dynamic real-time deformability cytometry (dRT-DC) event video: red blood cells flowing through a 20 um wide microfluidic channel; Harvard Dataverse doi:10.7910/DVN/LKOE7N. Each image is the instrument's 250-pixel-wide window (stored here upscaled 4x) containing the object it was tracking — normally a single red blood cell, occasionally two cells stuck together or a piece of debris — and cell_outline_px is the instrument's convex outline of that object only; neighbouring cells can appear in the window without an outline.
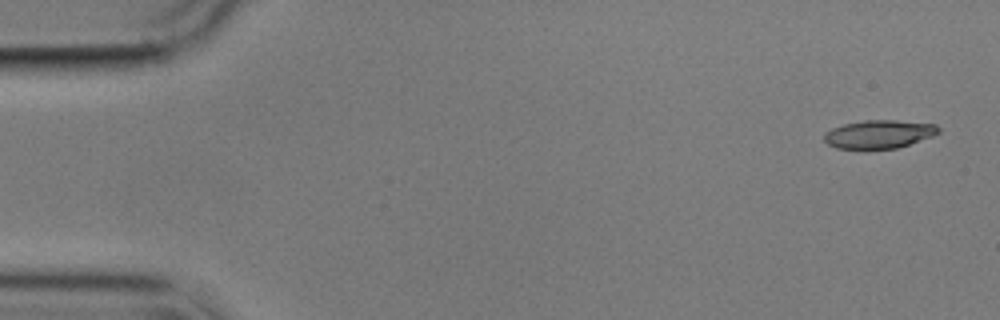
{"species": "common noctule bat (a hibernating species)", "species_latin": "Nyctalus noctula", "temperature_condition": "cold", "stored_images_in_passage": 4, "camera_frame_rate_fps": 3000, "um_per_image_px": 0.085, "animal": {"sex": "male", "body_mass_g": 17.9}, "frame": {"image": 1, "passage_image": 1, "time_ms": 0.0, "image_size_px": [1000, 320], "cell_outline_px": [[940, 132], [932, 136], [896, 148], [836, 148], [828, 144], [824, 140], [824, 132], [832, 128], [844, 124], [864, 120], [896, 120], [936, 124], [940, 128]], "centroid_in_image_um": [74.71, 11.39], "position_along_channel_um": 10.3, "area_um2": 18.67}}
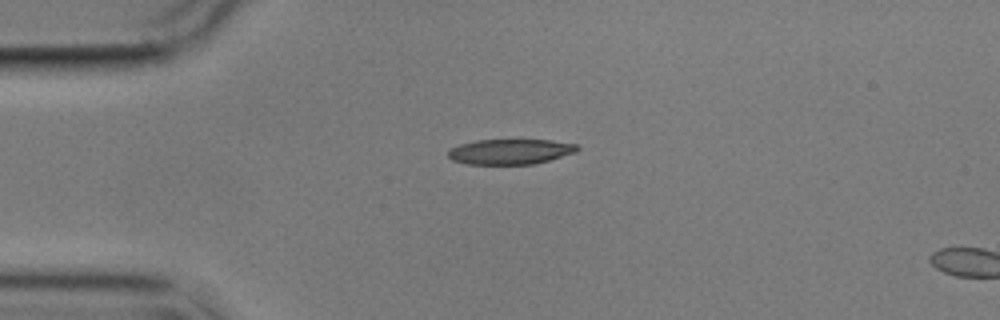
{"frame": {"image": 2, "passage_image": 3, "time_ms": 3.667, "image_size_px": [1000, 320], "cell_outline_px": [[580, 148], [576, 152], [548, 160], [532, 164], [468, 164], [452, 160], [448, 156], [448, 152], [452, 148], [460, 144], [476, 140], [552, 140], [576, 144]], "centroid_in_image_um": [43.38, 12.88], "position_along_channel_um": 41.6, "area_um2": 18.84}}